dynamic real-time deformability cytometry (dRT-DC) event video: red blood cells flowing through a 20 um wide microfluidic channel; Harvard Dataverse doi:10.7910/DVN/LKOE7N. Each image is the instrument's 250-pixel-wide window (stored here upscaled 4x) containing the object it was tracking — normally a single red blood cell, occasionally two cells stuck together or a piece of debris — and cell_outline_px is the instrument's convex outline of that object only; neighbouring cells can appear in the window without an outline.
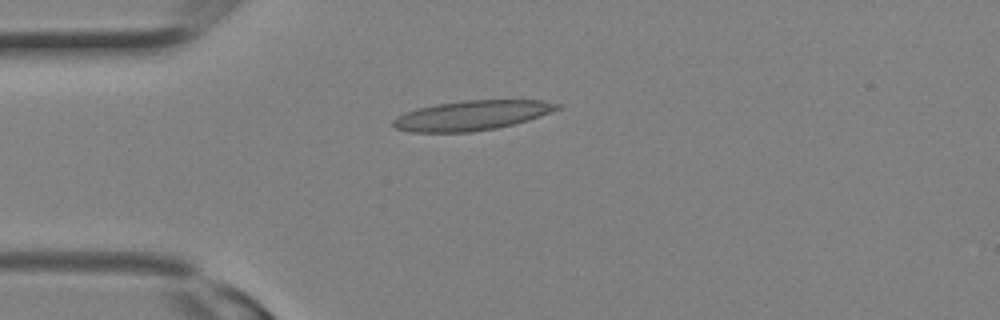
{"species": "Egyptian fruit bat (a non-hibernating species)", "species_latin": "Rousettus aegyptiacus", "temperature_condition": "room temperature", "stored_images_in_passage": 6, "camera_frame_rate_fps": 3000, "um_per_image_px": 0.085, "animal": {"sex": "female"}, "frame": {"image": 1, "passage_image": 3, "time_ms": 0.667, "image_size_px": [1000, 320], "cell_outline_px": [[560, 108], [540, 116], [528, 120], [496, 128], [472, 132], [412, 132], [396, 128], [392, 124], [392, 120], [396, 116], [404, 112], [436, 104], [464, 100], [544, 100], [560, 104]], "centroid_in_image_um": [40.09, 9.8], "position_along_channel_um": 44.9, "area_um2": 28.32}}
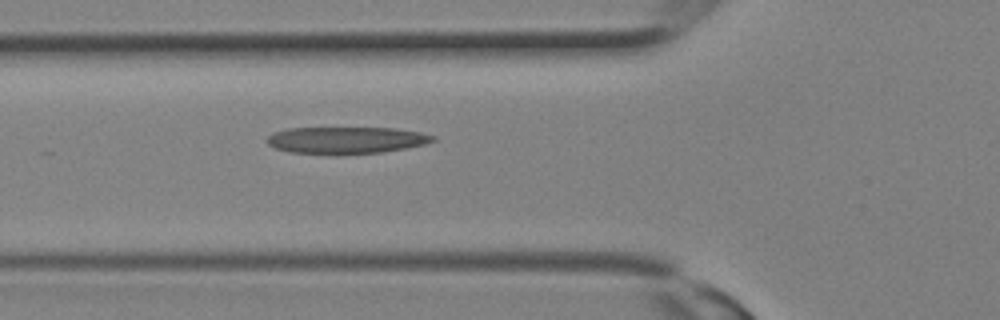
{"frame": {"image": 2, "passage_image": 6, "time_ms": 1.667, "image_size_px": [1000, 320], "cell_outline_px": [[436, 140], [424, 144], [404, 148], [380, 152], [288, 152], [276, 148], [268, 144], [268, 136], [272, 132], [288, 128], [396, 128], [420, 132], [436, 136]], "centroid_in_image_um": [29.44, 11.87], "position_along_channel_um": 96.4, "area_um2": 25.09}}